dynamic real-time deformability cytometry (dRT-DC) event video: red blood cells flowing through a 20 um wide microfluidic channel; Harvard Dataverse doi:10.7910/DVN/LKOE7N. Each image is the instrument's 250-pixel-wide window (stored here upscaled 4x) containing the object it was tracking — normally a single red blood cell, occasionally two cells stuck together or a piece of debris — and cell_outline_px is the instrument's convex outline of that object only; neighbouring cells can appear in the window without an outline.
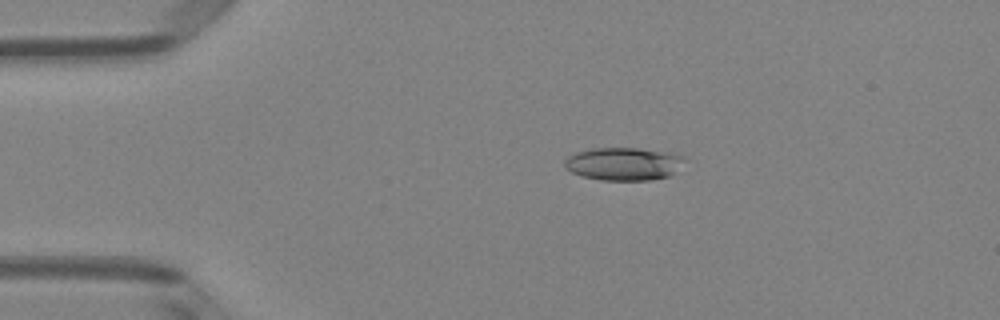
{"species": "Egyptian fruit bat (a non-hibernating species)", "species_latin": "Rousettus aegyptiacus", "temperature_condition": "room temperature", "stored_images_in_passage": 4, "camera_frame_rate_fps": 3000, "um_per_image_px": 0.085, "animal": {"sex": "female"}, "frame": {"image": 1, "passage_image": 3, "time_ms": 0.667, "image_size_px": [1000, 320], "cell_outline_px": [[684, 160], [668, 176], [648, 180], [600, 180], [580, 176], [564, 168], [564, 160], [568, 156], [576, 152], [592, 148], [636, 148], [668, 152], [684, 156]], "centroid_in_image_um": [52.92, 13.92], "position_along_channel_um": 32.1, "area_um2": 22.83}}